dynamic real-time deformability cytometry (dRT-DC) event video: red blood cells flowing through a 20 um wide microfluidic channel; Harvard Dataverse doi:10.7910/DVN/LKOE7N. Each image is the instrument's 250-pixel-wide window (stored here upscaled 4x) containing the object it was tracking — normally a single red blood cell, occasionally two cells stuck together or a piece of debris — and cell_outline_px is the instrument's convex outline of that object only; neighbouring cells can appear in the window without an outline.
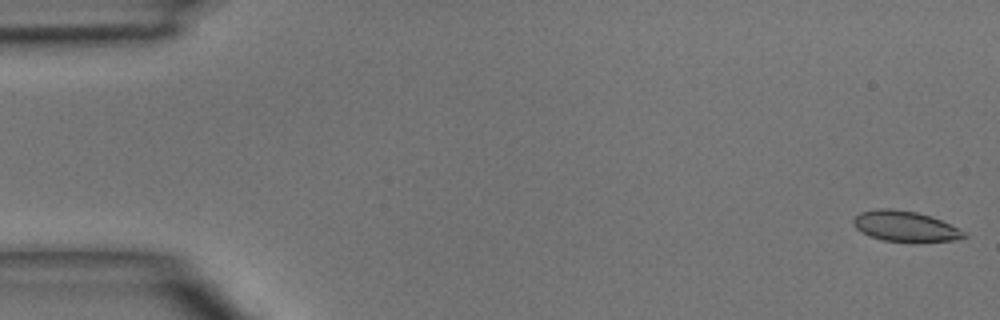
{"species": "common noctule bat (a hibernating species)", "species_latin": "Nyctalus noctula", "temperature_condition": "room temperature", "stored_images_in_passage": 5, "camera_frame_rate_fps": 3000, "um_per_image_px": 0.085, "animal": {"sex": "male", "body_mass_g": 15.6}, "frame": {"image": 1, "passage_image": 1, "time_ms": 0.0, "image_size_px": [1000, 320], "cell_outline_px": [[968, 236], [952, 240], [884, 240], [872, 236], [856, 228], [852, 224], [852, 220], [860, 212], [880, 208], [892, 208], [916, 212], [932, 216], [964, 232]], "centroid_in_image_um": [76.88, 19.19], "position_along_channel_um": 8.1, "area_um2": 18.84}}
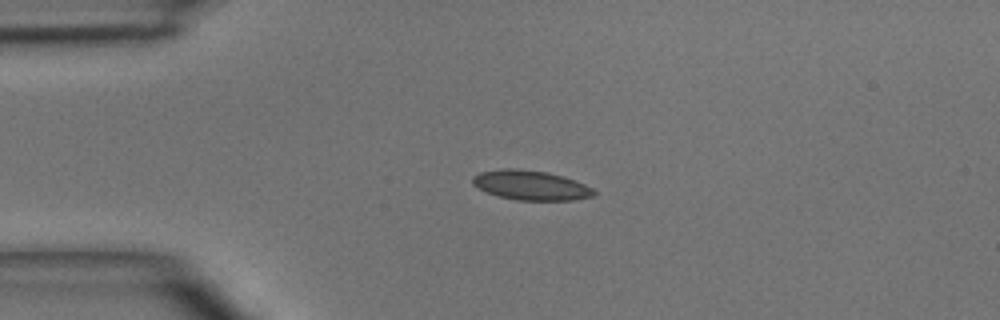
{"frame": {"image": 2, "passage_image": 4, "time_ms": 3.333, "image_size_px": [1000, 320], "cell_outline_px": [[596, 196], [572, 200], [516, 200], [500, 196], [488, 192], [472, 184], [472, 176], [480, 172], [500, 168], [516, 168], [548, 172], [564, 176], [584, 184], [592, 188], [596, 192]], "centroid_in_image_um": [45.13, 15.73], "position_along_channel_um": 39.9, "area_um2": 20.98}}